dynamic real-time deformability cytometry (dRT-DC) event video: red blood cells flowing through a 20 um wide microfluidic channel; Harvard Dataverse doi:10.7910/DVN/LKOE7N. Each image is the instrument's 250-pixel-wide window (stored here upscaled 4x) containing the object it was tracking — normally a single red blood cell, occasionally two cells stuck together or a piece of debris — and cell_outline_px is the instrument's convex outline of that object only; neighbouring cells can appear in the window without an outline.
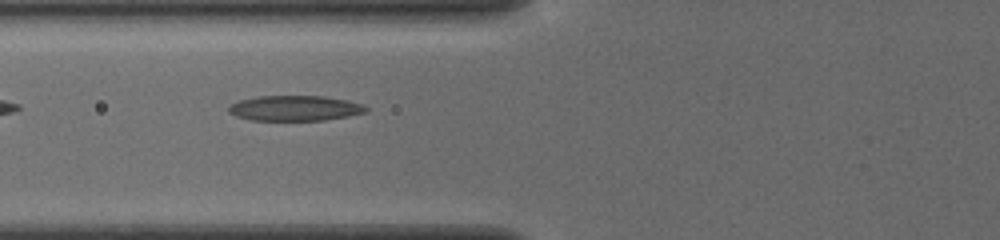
{"species": "common noctule bat (a hibernating species)", "species_latin": "Nyctalus noctula", "temperature_condition": "cold", "stored_images_in_passage": 31, "camera_frame_rate_fps": 3000, "um_per_image_px": 0.085, "animal": {"sex": "female", "body_mass_g": 19.5, "forearm_length_mm": 54.1}, "frame": {"image": 1, "passage_image": 3, "time_ms": 0.667, "image_size_px": [1000, 240], "cell_outline_px": [[368, 108], [364, 112], [348, 116], [324, 120], [248, 120], [236, 116], [228, 112], [228, 104], [240, 100], [256, 96], [324, 96], [348, 100], [360, 104]], "centroid_in_image_um": [25.0, 9.19], "position_along_channel_um": 100.8, "area_um2": 20.23}}
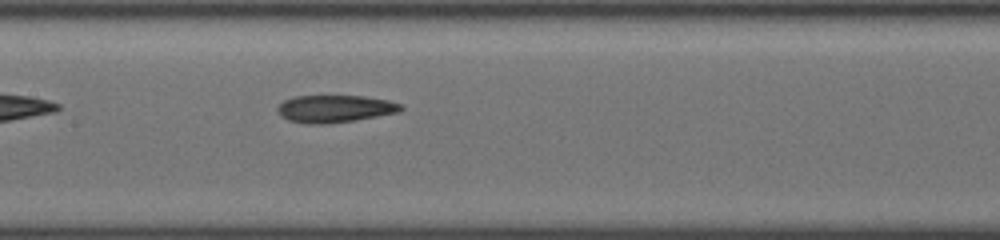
{"frame": {"image": 2, "passage_image": 9, "time_ms": 2.667, "image_size_px": [1000, 240], "cell_outline_px": [[404, 108], [400, 112], [356, 120], [324, 124], [304, 124], [288, 120], [280, 116], [276, 112], [276, 108], [284, 100], [296, 96], [364, 96], [388, 100], [400, 104]], "centroid_in_image_um": [28.44, 9.25], "position_along_channel_um": 179.0, "area_um2": 19.83}}
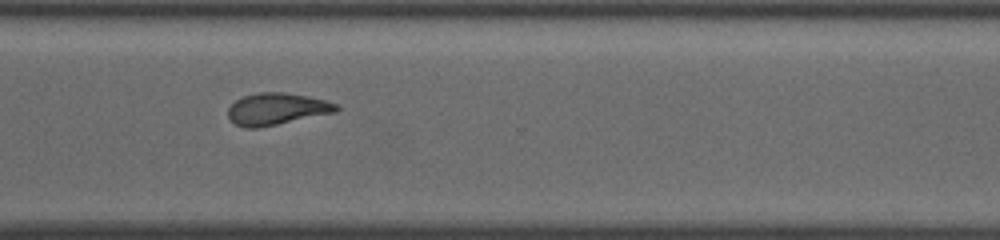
{"frame": {"image": 3, "passage_image": 22, "time_ms": 7.0, "image_size_px": [1000, 240], "cell_outline_px": [[340, 108], [336, 112], [256, 128], [244, 128], [236, 124], [228, 116], [228, 108], [236, 100], [244, 96], [260, 92], [284, 92], [308, 96], [324, 100], [336, 104]], "centroid_in_image_um": [23.51, 9.25], "position_along_channel_um": 347.1, "area_um2": 19.83}, "authors_computed_cell_mechanics": {"area_um2": 19.8254, "velocity_mm_per_s": 3.899, "shape_relaxation_time_tau1_ms": 5.9117, "shape_relaxation_time_tau2_ms": 2.059, "deformation_change_tau1": 0.1989, "deformation_change_tau2": 0.0977}}